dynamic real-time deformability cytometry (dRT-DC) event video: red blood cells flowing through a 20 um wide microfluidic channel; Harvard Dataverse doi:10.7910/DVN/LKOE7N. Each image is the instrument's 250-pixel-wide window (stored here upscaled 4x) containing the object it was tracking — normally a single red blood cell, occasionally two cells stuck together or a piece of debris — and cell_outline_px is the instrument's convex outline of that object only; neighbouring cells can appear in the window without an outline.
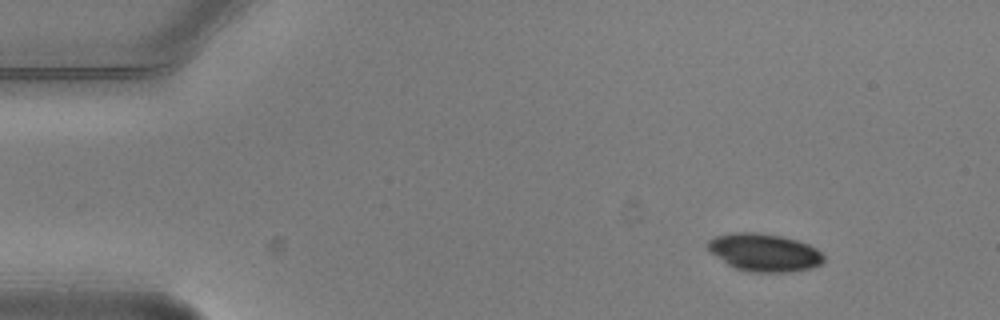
{"species": "common noctule bat (a hibernating species)", "species_latin": "Nyctalus noctula", "temperature_condition": "warm", "stored_images_in_passage": 8, "camera_frame_rate_fps": 3000, "um_per_image_px": 0.085, "animal": {"sex": "male", "body_mass_g": 20.5, "forearm_length_mm": 52.5}, "frame": {"image": 1, "passage_image": 1, "time_ms": 0.0, "image_size_px": [1000, 320], "cell_outline_px": [[824, 264], [812, 268], [788, 272], [752, 272], [736, 268], [728, 264], [712, 252], [708, 248], [708, 240], [716, 236], [732, 232], [756, 232], [780, 236], [800, 240], [816, 248], [824, 256]], "centroid_in_image_um": [65.02, 21.45], "position_along_channel_um": 20.0, "area_um2": 25.49}}
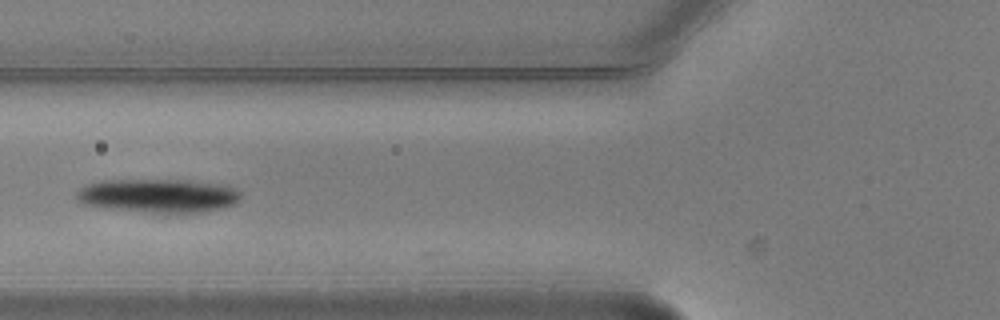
{"frame": {"image": 2, "passage_image": 5, "time_ms": 1.333, "image_size_px": [1000, 320], "cell_outline_px": [[240, 200], [236, 204], [204, 212], [152, 212], [112, 208], [84, 204], [76, 196], [76, 192], [84, 184], [100, 180], [188, 180], [228, 184], [236, 188], [240, 192]], "centroid_in_image_um": [13.52, 16.6], "position_along_channel_um": 112.3, "area_um2": 32.31}}
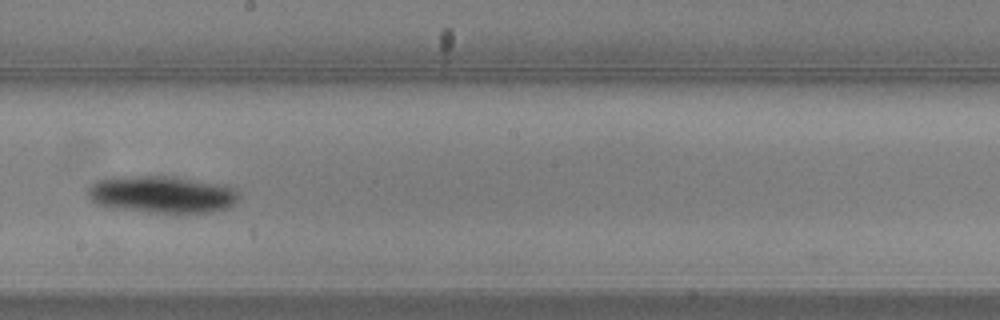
{"frame": {"image": 3, "passage_image": 8, "time_ms": 2.333, "image_size_px": [1000, 320], "cell_outline_px": [[240, 200], [228, 208], [212, 212], [148, 212], [112, 208], [96, 204], [84, 192], [92, 184], [100, 180], [112, 176], [172, 176], [224, 184], [236, 188], [240, 196]], "centroid_in_image_um": [13.79, 16.52], "position_along_channel_um": 234.4, "area_um2": 33.18}}